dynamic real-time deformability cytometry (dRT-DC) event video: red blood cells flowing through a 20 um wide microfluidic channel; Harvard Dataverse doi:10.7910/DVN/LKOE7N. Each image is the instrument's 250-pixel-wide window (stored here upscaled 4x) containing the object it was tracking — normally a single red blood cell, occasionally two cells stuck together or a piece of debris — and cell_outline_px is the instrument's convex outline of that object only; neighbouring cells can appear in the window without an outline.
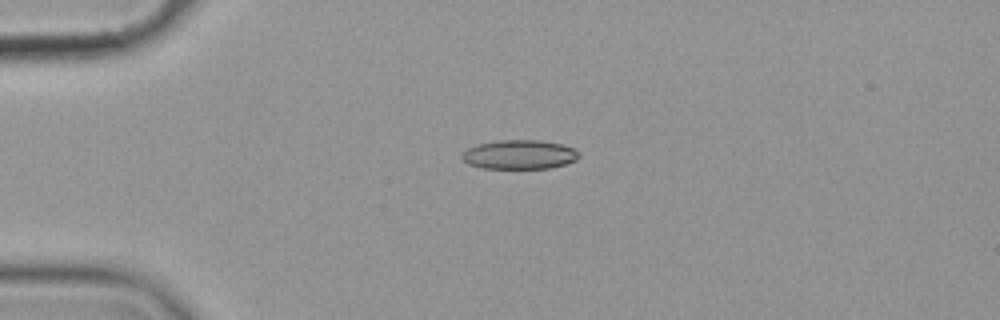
{"species": "common noctule bat (a hibernating species)", "species_latin": "Nyctalus noctula", "temperature_condition": "cold", "stored_images_in_passage": 57, "camera_frame_rate_fps": 3000, "um_per_image_px": 0.085, "animal": {"sex": "female", "body_mass_g": 19.9}, "frame": {"image": 1, "passage_image": 14, "time_ms": 4.333, "image_size_px": [1000, 320], "cell_outline_px": [[580, 156], [576, 160], [552, 168], [480, 168], [468, 164], [460, 156], [468, 148], [476, 144], [496, 140], [540, 140], [564, 144], [580, 152]], "centroid_in_image_um": [44.15, 13.13], "position_along_channel_um": 40.8, "area_um2": 20.06}}
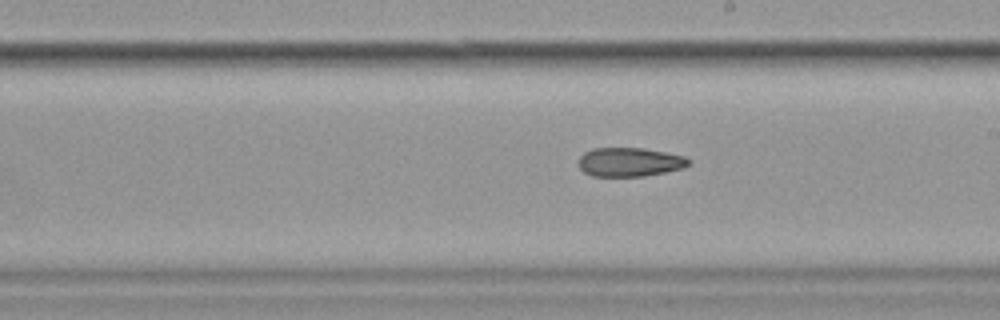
{"frame": {"image": 2, "passage_image": 33, "time_ms": 10.667, "image_size_px": [1000, 320], "cell_outline_px": [[688, 164], [684, 168], [644, 176], [592, 176], [584, 172], [580, 168], [576, 160], [584, 152], [592, 148], [640, 148], [664, 152], [684, 156], [688, 160]], "centroid_in_image_um": [53.45, 13.77], "position_along_channel_um": 235.6, "area_um2": 18.5}}
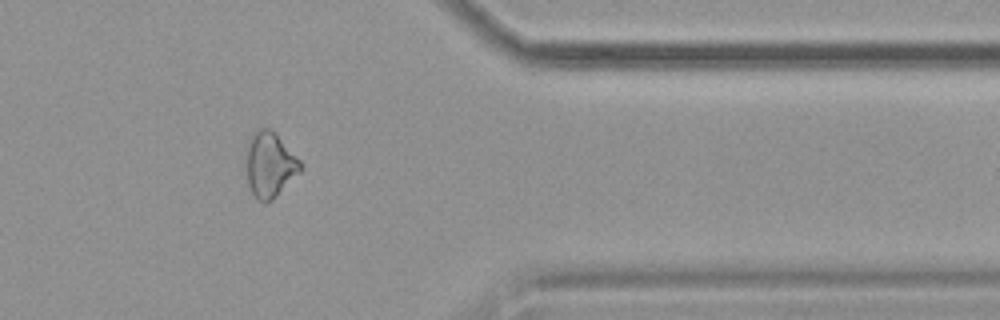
{"frame": {"image": 3, "passage_image": 47, "time_ms": 15.333, "image_size_px": [1000, 320], "cell_outline_px": [[304, 168], [272, 200], [264, 204], [256, 200], [248, 184], [244, 148], [252, 132], [260, 128], [268, 128], [276, 132], [304, 164]], "centroid_in_image_um": [22.92, 13.97], "position_along_channel_um": 388.5, "area_um2": 21.33}, "authors_computed_cell_mechanics": {"area_um2": 19.941, "velocity_mm_per_s": 3.57, "shape_relaxation_time_tau1_ms": null, "shape_relaxation_time_tau2_ms": 3.1782, "deformation_change_tau1": null, "deformation_change_tau2": 0.1111}}